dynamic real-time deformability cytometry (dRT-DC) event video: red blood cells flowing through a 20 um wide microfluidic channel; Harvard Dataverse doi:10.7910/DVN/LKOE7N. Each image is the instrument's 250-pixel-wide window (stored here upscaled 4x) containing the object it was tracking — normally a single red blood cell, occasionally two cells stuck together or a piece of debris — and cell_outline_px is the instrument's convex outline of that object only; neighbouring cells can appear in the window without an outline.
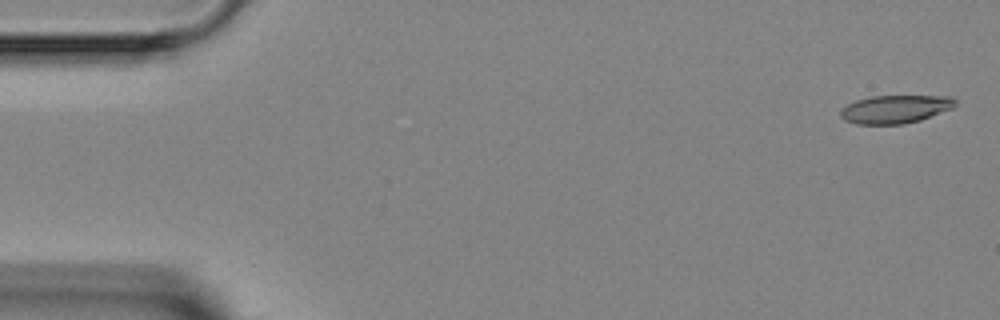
{"species": "Egyptian fruit bat (a non-hibernating species)", "species_latin": "Rousettus aegyptiacus", "temperature_condition": "room temperature", "stored_images_in_passage": 3, "camera_frame_rate_fps": 3000, "um_per_image_px": 0.085, "animal": {"sex": "female"}, "frame": {"image": 1, "passage_image": 1, "time_ms": 0.0, "image_size_px": [1000, 320], "cell_outline_px": [[956, 104], [952, 108], [920, 120], [904, 124], [856, 124], [844, 120], [840, 116], [840, 108], [856, 100], [872, 96], [952, 96], [956, 100]], "centroid_in_image_um": [76.07, 9.28], "position_along_channel_um": 8.9, "area_um2": 18.84}}